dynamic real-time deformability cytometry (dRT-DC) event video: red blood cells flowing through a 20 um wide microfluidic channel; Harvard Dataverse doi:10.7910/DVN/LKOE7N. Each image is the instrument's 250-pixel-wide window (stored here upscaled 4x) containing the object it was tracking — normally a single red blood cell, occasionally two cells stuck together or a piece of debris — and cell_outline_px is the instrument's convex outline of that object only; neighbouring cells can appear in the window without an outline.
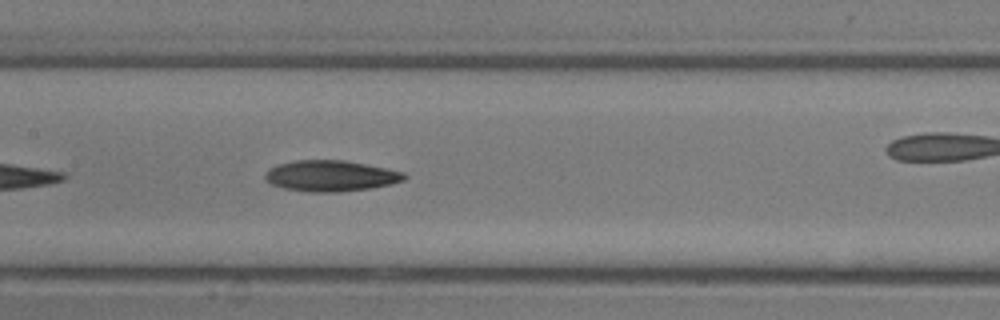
{"species": "common noctule bat (a hibernating species)", "species_latin": "Nyctalus noctula", "temperature_condition": "room temperature", "stored_images_in_passage": 9, "camera_frame_rate_fps": 3000, "um_per_image_px": 0.085, "animal": {"sex": "male", "body_mass_g": 13.3}, "frame": {"image": 1, "passage_image": 9, "time_ms": 2.667, "image_size_px": [1000, 320], "cell_outline_px": [[408, 176], [404, 180], [388, 184], [368, 188], [340, 192], [308, 192], [284, 188], [272, 184], [264, 176], [264, 172], [268, 168], [276, 164], [296, 160], [344, 160], [404, 172]], "centroid_in_image_um": [28.06, 14.94], "position_along_channel_um": 179.3, "area_um2": 24.97}}